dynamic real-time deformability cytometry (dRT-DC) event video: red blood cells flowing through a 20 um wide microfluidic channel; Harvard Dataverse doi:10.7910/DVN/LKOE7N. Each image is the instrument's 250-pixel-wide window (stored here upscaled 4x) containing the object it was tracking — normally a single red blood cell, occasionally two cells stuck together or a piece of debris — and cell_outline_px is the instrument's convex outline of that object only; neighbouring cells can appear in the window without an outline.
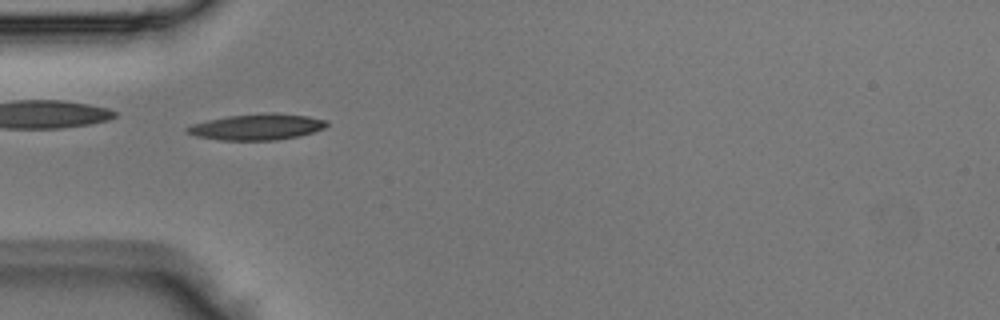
{"species": "Egyptian fruit bat (a non-hibernating species)", "species_latin": "Rousettus aegyptiacus", "temperature_condition": "room temperature", "stored_images_in_passage": 13, "camera_frame_rate_fps": 3000, "um_per_image_px": 0.085, "animal": {"sex": "male"}, "frame": {"image": 1, "passage_image": 3, "time_ms": 0.667, "image_size_px": [1000, 320], "cell_outline_px": [[328, 124], [324, 128], [300, 136], [276, 140], [220, 140], [196, 136], [184, 132], [184, 128], [192, 124], [208, 120], [228, 116], [264, 112], [280, 112], [308, 116], [328, 120]], "centroid_in_image_um": [21.85, 10.77], "position_along_channel_um": 63.2, "area_um2": 21.5}}
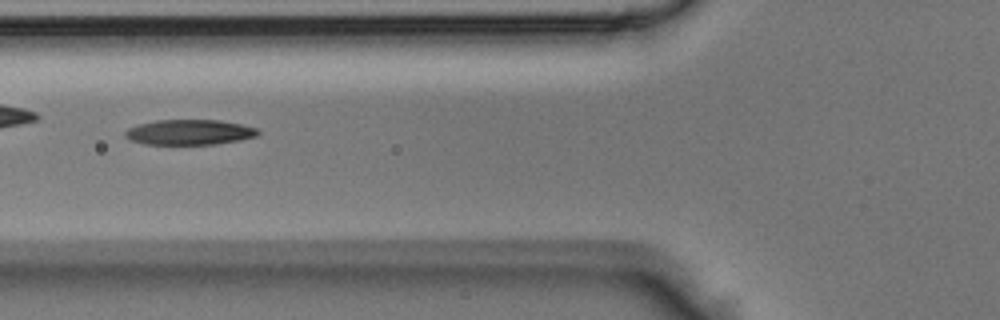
{"frame": {"image": 2, "passage_image": 6, "time_ms": 1.667, "image_size_px": [1000, 320], "cell_outline_px": [[260, 132], [256, 136], [240, 140], [216, 144], [144, 144], [128, 140], [124, 136], [124, 132], [128, 128], [140, 124], [156, 120], [220, 120], [240, 124], [256, 128]], "centroid_in_image_um": [16.07, 11.24], "position_along_channel_um": 109.7, "area_um2": 19.54}}
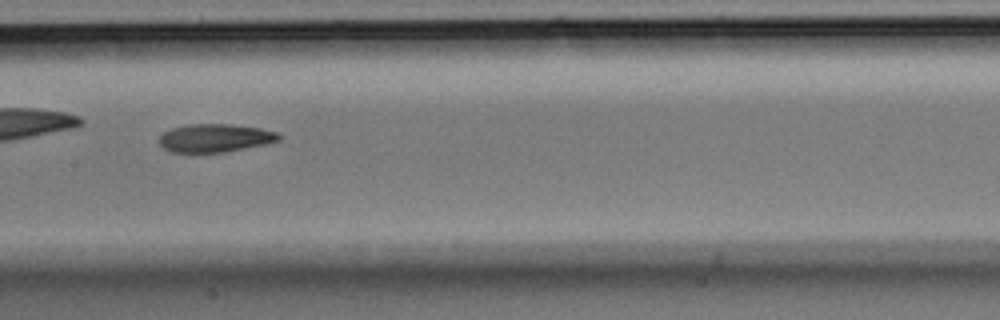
{"frame": {"image": 3, "passage_image": 11, "time_ms": 3.333, "image_size_px": [1000, 320], "cell_outline_px": [[284, 136], [280, 140], [264, 144], [224, 152], [172, 152], [164, 148], [160, 144], [160, 136], [164, 132], [172, 128], [188, 124], [232, 124], [260, 128], [280, 132]], "centroid_in_image_um": [18.33, 11.72], "position_along_channel_um": 189.1, "area_um2": 19.65}}